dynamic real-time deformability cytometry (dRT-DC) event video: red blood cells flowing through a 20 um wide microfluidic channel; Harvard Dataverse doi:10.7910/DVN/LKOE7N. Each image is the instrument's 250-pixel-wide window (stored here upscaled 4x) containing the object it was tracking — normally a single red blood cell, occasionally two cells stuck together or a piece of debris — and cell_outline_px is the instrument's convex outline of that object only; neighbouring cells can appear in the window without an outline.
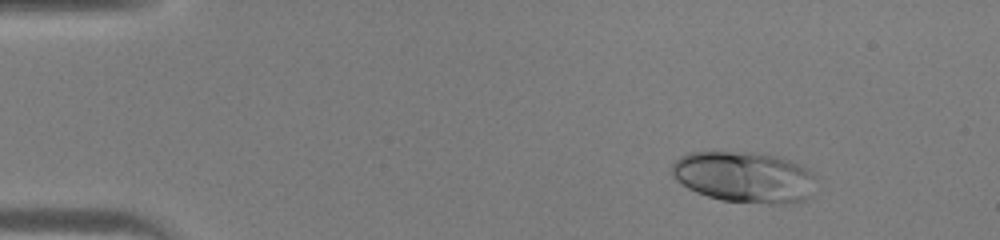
{"species": "human", "species_latin": "Homo sapiens", "temperature_condition": "warm", "stored_images_in_passage": 40, "camera_frame_rate_fps": 3000, "um_per_image_px": 0.085, "donor": {"sex": "male"}, "frame": {"image": 1, "passage_image": 1, "time_ms": 0.0, "image_size_px": [1000, 240], "cell_outline_px": [[816, 176], [812, 196], [804, 200], [784, 204], [772, 204], [720, 200], [696, 192], [688, 188], [676, 180], [672, 176], [672, 164], [680, 156], [688, 152], [756, 152], [780, 156], [792, 160], [808, 168]], "centroid_in_image_um": [63.31, 15.04], "position_along_channel_um": 21.7, "area_um2": 43.52}}
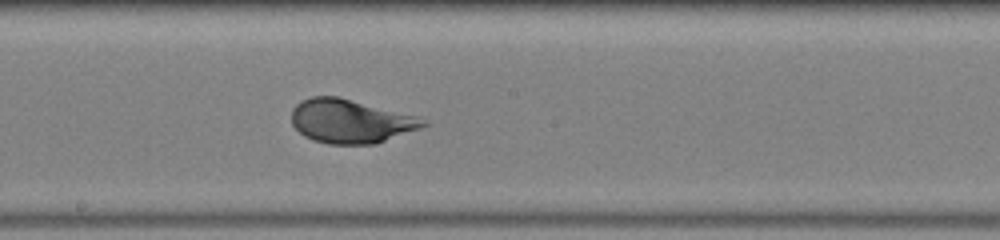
{"frame": {"image": 2, "passage_image": 20, "time_ms": 6.333, "image_size_px": [1000, 240], "cell_outline_px": [[432, 124], [376, 144], [328, 144], [312, 140], [304, 136], [292, 124], [292, 108], [300, 100], [312, 96], [336, 96], [420, 116], [428, 120]], "centroid_in_image_um": [29.84, 10.3], "position_along_channel_um": 218.4, "area_um2": 33.99}}
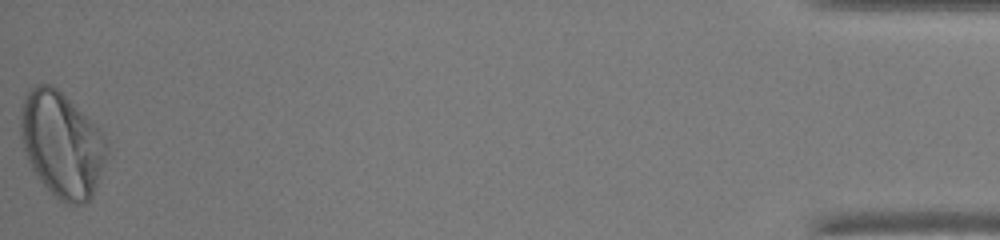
{"frame": {"image": 3, "passage_image": 40, "time_ms": 13.0, "image_size_px": [1000, 240], "cell_outline_px": [[108, 152], [92, 200], [84, 204], [68, 204], [60, 200], [40, 180], [32, 168], [24, 152], [20, 136], [20, 112], [24, 96], [36, 84], [52, 84], [100, 128], [108, 140]], "centroid_in_image_um": [5.27, 12.28], "position_along_channel_um": 429.9, "area_um2": 53.18}}